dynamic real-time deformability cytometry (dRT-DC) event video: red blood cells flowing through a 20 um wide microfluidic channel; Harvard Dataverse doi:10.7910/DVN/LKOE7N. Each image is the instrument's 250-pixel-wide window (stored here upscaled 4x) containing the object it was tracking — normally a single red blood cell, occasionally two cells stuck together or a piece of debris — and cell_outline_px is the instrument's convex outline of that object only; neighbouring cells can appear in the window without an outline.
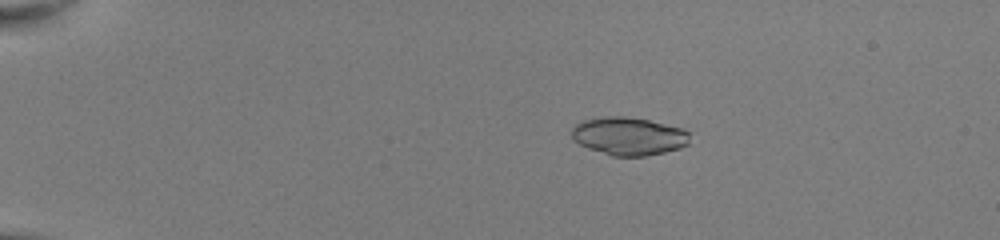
{"species": "common noctule bat (a hibernating species)", "species_latin": "Nyctalus noctula", "temperature_condition": "room temperature", "stored_images_in_passage": 42, "camera_frame_rate_fps": 3000, "um_per_image_px": 0.085, "animal": {"sex": "female", "body_mass_g": 22.0, "forearm_length_mm": 56.7}, "frame": {"image": 1, "passage_image": 1, "time_ms": 0.0, "image_size_px": [1000, 240], "cell_outline_px": [[688, 144], [680, 148], [664, 152], [644, 156], [612, 156], [588, 148], [572, 140], [572, 128], [580, 120], [608, 116], [624, 116], [648, 120], [684, 128], [688, 132]], "centroid_in_image_um": [53.42, 11.57], "position_along_channel_um": 31.6, "area_um2": 26.18}}
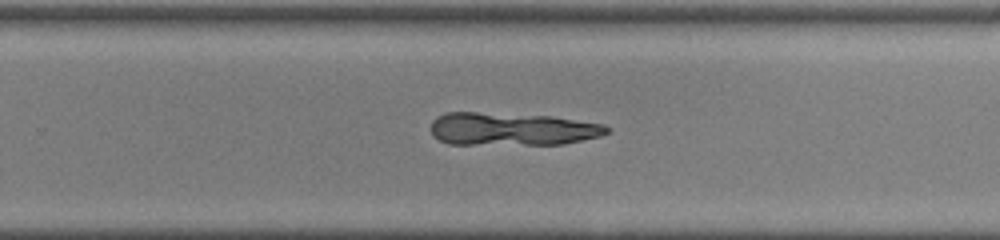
{"frame": {"image": 2, "passage_image": 26, "time_ms": 8.333, "image_size_px": [1000, 240], "cell_outline_px": [[608, 132], [600, 136], [560, 144], [448, 144], [432, 136], [432, 120], [436, 116], [444, 112], [476, 112], [552, 116], [604, 124], [608, 128]], "centroid_in_image_um": [43.46, 10.96], "position_along_channel_um": 286.3, "area_um2": 33.7}}
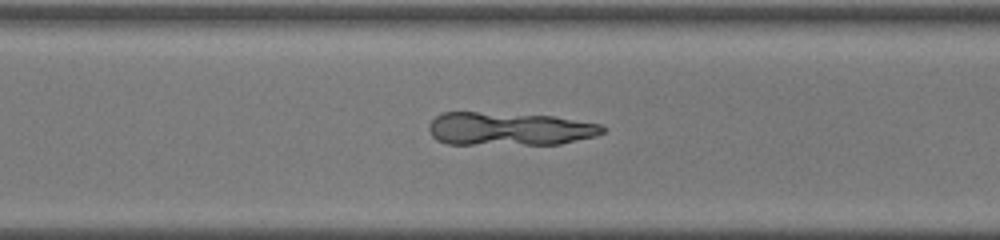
{"frame": {"image": 3, "passage_image": 29, "time_ms": 9.333, "image_size_px": [1000, 240], "cell_outline_px": [[604, 132], [596, 136], [560, 144], [448, 144], [436, 140], [432, 136], [428, 128], [428, 124], [436, 116], [444, 112], [476, 112], [552, 116], [600, 124], [604, 128]], "centroid_in_image_um": [43.26, 10.96], "position_along_channel_um": 327.3, "area_um2": 33.52}}